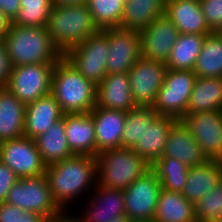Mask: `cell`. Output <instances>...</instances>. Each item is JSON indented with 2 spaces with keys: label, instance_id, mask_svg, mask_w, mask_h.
<instances>
[{
  "label": "cell",
  "instance_id": "obj_16",
  "mask_svg": "<svg viewBox=\"0 0 222 222\" xmlns=\"http://www.w3.org/2000/svg\"><path fill=\"white\" fill-rule=\"evenodd\" d=\"M91 202L81 215L74 216L79 222H108L125 216L124 193L121 189H109L98 185L93 190ZM83 214V215H82Z\"/></svg>",
  "mask_w": 222,
  "mask_h": 222
},
{
  "label": "cell",
  "instance_id": "obj_8",
  "mask_svg": "<svg viewBox=\"0 0 222 222\" xmlns=\"http://www.w3.org/2000/svg\"><path fill=\"white\" fill-rule=\"evenodd\" d=\"M108 28L99 30L76 45L64 56L80 74L96 86L106 77L108 56Z\"/></svg>",
  "mask_w": 222,
  "mask_h": 222
},
{
  "label": "cell",
  "instance_id": "obj_7",
  "mask_svg": "<svg viewBox=\"0 0 222 222\" xmlns=\"http://www.w3.org/2000/svg\"><path fill=\"white\" fill-rule=\"evenodd\" d=\"M196 77L193 70L167 69L164 83L152 106L159 116L181 120L187 114Z\"/></svg>",
  "mask_w": 222,
  "mask_h": 222
},
{
  "label": "cell",
  "instance_id": "obj_40",
  "mask_svg": "<svg viewBox=\"0 0 222 222\" xmlns=\"http://www.w3.org/2000/svg\"><path fill=\"white\" fill-rule=\"evenodd\" d=\"M13 65L7 53L5 44L0 46V88L7 87Z\"/></svg>",
  "mask_w": 222,
  "mask_h": 222
},
{
  "label": "cell",
  "instance_id": "obj_18",
  "mask_svg": "<svg viewBox=\"0 0 222 222\" xmlns=\"http://www.w3.org/2000/svg\"><path fill=\"white\" fill-rule=\"evenodd\" d=\"M89 113L95 124L96 157L107 149L121 148L126 112L95 106Z\"/></svg>",
  "mask_w": 222,
  "mask_h": 222
},
{
  "label": "cell",
  "instance_id": "obj_11",
  "mask_svg": "<svg viewBox=\"0 0 222 222\" xmlns=\"http://www.w3.org/2000/svg\"><path fill=\"white\" fill-rule=\"evenodd\" d=\"M0 161L14 171L19 179L44 175L47 166L35 140L24 135L0 143Z\"/></svg>",
  "mask_w": 222,
  "mask_h": 222
},
{
  "label": "cell",
  "instance_id": "obj_21",
  "mask_svg": "<svg viewBox=\"0 0 222 222\" xmlns=\"http://www.w3.org/2000/svg\"><path fill=\"white\" fill-rule=\"evenodd\" d=\"M65 136L73 154L96 157L95 124L90 113L65 114Z\"/></svg>",
  "mask_w": 222,
  "mask_h": 222
},
{
  "label": "cell",
  "instance_id": "obj_23",
  "mask_svg": "<svg viewBox=\"0 0 222 222\" xmlns=\"http://www.w3.org/2000/svg\"><path fill=\"white\" fill-rule=\"evenodd\" d=\"M26 105L7 87L0 88V143L24 135Z\"/></svg>",
  "mask_w": 222,
  "mask_h": 222
},
{
  "label": "cell",
  "instance_id": "obj_36",
  "mask_svg": "<svg viewBox=\"0 0 222 222\" xmlns=\"http://www.w3.org/2000/svg\"><path fill=\"white\" fill-rule=\"evenodd\" d=\"M196 222H222V181L194 203Z\"/></svg>",
  "mask_w": 222,
  "mask_h": 222
},
{
  "label": "cell",
  "instance_id": "obj_25",
  "mask_svg": "<svg viewBox=\"0 0 222 222\" xmlns=\"http://www.w3.org/2000/svg\"><path fill=\"white\" fill-rule=\"evenodd\" d=\"M177 121L173 117L160 116L154 123H148L141 139L132 149L152 164L162 156L168 133Z\"/></svg>",
  "mask_w": 222,
  "mask_h": 222
},
{
  "label": "cell",
  "instance_id": "obj_22",
  "mask_svg": "<svg viewBox=\"0 0 222 222\" xmlns=\"http://www.w3.org/2000/svg\"><path fill=\"white\" fill-rule=\"evenodd\" d=\"M63 116L61 107L51 93L27 104L24 136L34 140Z\"/></svg>",
  "mask_w": 222,
  "mask_h": 222
},
{
  "label": "cell",
  "instance_id": "obj_5",
  "mask_svg": "<svg viewBox=\"0 0 222 222\" xmlns=\"http://www.w3.org/2000/svg\"><path fill=\"white\" fill-rule=\"evenodd\" d=\"M98 185L124 190L151 170V164L132 148L102 151L96 157Z\"/></svg>",
  "mask_w": 222,
  "mask_h": 222
},
{
  "label": "cell",
  "instance_id": "obj_44",
  "mask_svg": "<svg viewBox=\"0 0 222 222\" xmlns=\"http://www.w3.org/2000/svg\"><path fill=\"white\" fill-rule=\"evenodd\" d=\"M72 212H70V214L65 213L64 215H62L60 218L51 220L50 222H79L74 216L73 214L71 215Z\"/></svg>",
  "mask_w": 222,
  "mask_h": 222
},
{
  "label": "cell",
  "instance_id": "obj_37",
  "mask_svg": "<svg viewBox=\"0 0 222 222\" xmlns=\"http://www.w3.org/2000/svg\"><path fill=\"white\" fill-rule=\"evenodd\" d=\"M0 222H50L40 214L23 211L15 205L3 202L0 203Z\"/></svg>",
  "mask_w": 222,
  "mask_h": 222
},
{
  "label": "cell",
  "instance_id": "obj_39",
  "mask_svg": "<svg viewBox=\"0 0 222 222\" xmlns=\"http://www.w3.org/2000/svg\"><path fill=\"white\" fill-rule=\"evenodd\" d=\"M18 180L16 173L0 161V203L5 202L9 190Z\"/></svg>",
  "mask_w": 222,
  "mask_h": 222
},
{
  "label": "cell",
  "instance_id": "obj_10",
  "mask_svg": "<svg viewBox=\"0 0 222 222\" xmlns=\"http://www.w3.org/2000/svg\"><path fill=\"white\" fill-rule=\"evenodd\" d=\"M162 185L150 170L123 190L125 216L134 222H153Z\"/></svg>",
  "mask_w": 222,
  "mask_h": 222
},
{
  "label": "cell",
  "instance_id": "obj_2",
  "mask_svg": "<svg viewBox=\"0 0 222 222\" xmlns=\"http://www.w3.org/2000/svg\"><path fill=\"white\" fill-rule=\"evenodd\" d=\"M97 86L63 56L52 73L51 94L64 114L89 113L96 106Z\"/></svg>",
  "mask_w": 222,
  "mask_h": 222
},
{
  "label": "cell",
  "instance_id": "obj_33",
  "mask_svg": "<svg viewBox=\"0 0 222 222\" xmlns=\"http://www.w3.org/2000/svg\"><path fill=\"white\" fill-rule=\"evenodd\" d=\"M189 167L176 158L160 157L151 164V170L168 191L182 192Z\"/></svg>",
  "mask_w": 222,
  "mask_h": 222
},
{
  "label": "cell",
  "instance_id": "obj_1",
  "mask_svg": "<svg viewBox=\"0 0 222 222\" xmlns=\"http://www.w3.org/2000/svg\"><path fill=\"white\" fill-rule=\"evenodd\" d=\"M53 198L65 212L85 191L94 190L98 184L96 157L73 155L46 166L44 173ZM92 184V185H91ZM91 187V189H90Z\"/></svg>",
  "mask_w": 222,
  "mask_h": 222
},
{
  "label": "cell",
  "instance_id": "obj_26",
  "mask_svg": "<svg viewBox=\"0 0 222 222\" xmlns=\"http://www.w3.org/2000/svg\"><path fill=\"white\" fill-rule=\"evenodd\" d=\"M165 14V0H128L119 28L141 31Z\"/></svg>",
  "mask_w": 222,
  "mask_h": 222
},
{
  "label": "cell",
  "instance_id": "obj_30",
  "mask_svg": "<svg viewBox=\"0 0 222 222\" xmlns=\"http://www.w3.org/2000/svg\"><path fill=\"white\" fill-rule=\"evenodd\" d=\"M193 72L197 77L222 78V32L206 35Z\"/></svg>",
  "mask_w": 222,
  "mask_h": 222
},
{
  "label": "cell",
  "instance_id": "obj_38",
  "mask_svg": "<svg viewBox=\"0 0 222 222\" xmlns=\"http://www.w3.org/2000/svg\"><path fill=\"white\" fill-rule=\"evenodd\" d=\"M203 16L213 32H222V0H199Z\"/></svg>",
  "mask_w": 222,
  "mask_h": 222
},
{
  "label": "cell",
  "instance_id": "obj_42",
  "mask_svg": "<svg viewBox=\"0 0 222 222\" xmlns=\"http://www.w3.org/2000/svg\"><path fill=\"white\" fill-rule=\"evenodd\" d=\"M53 6L75 7L86 5L87 0H52Z\"/></svg>",
  "mask_w": 222,
  "mask_h": 222
},
{
  "label": "cell",
  "instance_id": "obj_4",
  "mask_svg": "<svg viewBox=\"0 0 222 222\" xmlns=\"http://www.w3.org/2000/svg\"><path fill=\"white\" fill-rule=\"evenodd\" d=\"M52 43L64 56L76 45L95 35V25L88 5L75 7L53 6L47 25Z\"/></svg>",
  "mask_w": 222,
  "mask_h": 222
},
{
  "label": "cell",
  "instance_id": "obj_34",
  "mask_svg": "<svg viewBox=\"0 0 222 222\" xmlns=\"http://www.w3.org/2000/svg\"><path fill=\"white\" fill-rule=\"evenodd\" d=\"M20 9L11 24L47 28L52 0H20Z\"/></svg>",
  "mask_w": 222,
  "mask_h": 222
},
{
  "label": "cell",
  "instance_id": "obj_32",
  "mask_svg": "<svg viewBox=\"0 0 222 222\" xmlns=\"http://www.w3.org/2000/svg\"><path fill=\"white\" fill-rule=\"evenodd\" d=\"M159 117L152 106L137 105L126 112L121 148H133L138 139H141L148 123H154Z\"/></svg>",
  "mask_w": 222,
  "mask_h": 222
},
{
  "label": "cell",
  "instance_id": "obj_24",
  "mask_svg": "<svg viewBox=\"0 0 222 222\" xmlns=\"http://www.w3.org/2000/svg\"><path fill=\"white\" fill-rule=\"evenodd\" d=\"M220 181H222V161L208 160L202 165L188 169V176L181 193L188 201L195 203Z\"/></svg>",
  "mask_w": 222,
  "mask_h": 222
},
{
  "label": "cell",
  "instance_id": "obj_3",
  "mask_svg": "<svg viewBox=\"0 0 222 222\" xmlns=\"http://www.w3.org/2000/svg\"><path fill=\"white\" fill-rule=\"evenodd\" d=\"M4 44L12 65L56 63L63 55L52 43L47 28L11 24Z\"/></svg>",
  "mask_w": 222,
  "mask_h": 222
},
{
  "label": "cell",
  "instance_id": "obj_12",
  "mask_svg": "<svg viewBox=\"0 0 222 222\" xmlns=\"http://www.w3.org/2000/svg\"><path fill=\"white\" fill-rule=\"evenodd\" d=\"M181 121L209 160L222 161V111L190 113Z\"/></svg>",
  "mask_w": 222,
  "mask_h": 222
},
{
  "label": "cell",
  "instance_id": "obj_20",
  "mask_svg": "<svg viewBox=\"0 0 222 222\" xmlns=\"http://www.w3.org/2000/svg\"><path fill=\"white\" fill-rule=\"evenodd\" d=\"M96 106L128 112L137 106L128 73L109 74L97 85Z\"/></svg>",
  "mask_w": 222,
  "mask_h": 222
},
{
  "label": "cell",
  "instance_id": "obj_13",
  "mask_svg": "<svg viewBox=\"0 0 222 222\" xmlns=\"http://www.w3.org/2000/svg\"><path fill=\"white\" fill-rule=\"evenodd\" d=\"M167 71L160 61L140 58L128 72L132 98L136 105L153 106Z\"/></svg>",
  "mask_w": 222,
  "mask_h": 222
},
{
  "label": "cell",
  "instance_id": "obj_29",
  "mask_svg": "<svg viewBox=\"0 0 222 222\" xmlns=\"http://www.w3.org/2000/svg\"><path fill=\"white\" fill-rule=\"evenodd\" d=\"M153 222H196L194 203L181 192L162 188Z\"/></svg>",
  "mask_w": 222,
  "mask_h": 222
},
{
  "label": "cell",
  "instance_id": "obj_14",
  "mask_svg": "<svg viewBox=\"0 0 222 222\" xmlns=\"http://www.w3.org/2000/svg\"><path fill=\"white\" fill-rule=\"evenodd\" d=\"M106 74L128 73L142 57L139 31L108 28Z\"/></svg>",
  "mask_w": 222,
  "mask_h": 222
},
{
  "label": "cell",
  "instance_id": "obj_43",
  "mask_svg": "<svg viewBox=\"0 0 222 222\" xmlns=\"http://www.w3.org/2000/svg\"><path fill=\"white\" fill-rule=\"evenodd\" d=\"M11 22L8 18L0 11V32L5 35L9 30Z\"/></svg>",
  "mask_w": 222,
  "mask_h": 222
},
{
  "label": "cell",
  "instance_id": "obj_45",
  "mask_svg": "<svg viewBox=\"0 0 222 222\" xmlns=\"http://www.w3.org/2000/svg\"><path fill=\"white\" fill-rule=\"evenodd\" d=\"M108 222H134V221L130 220L126 216H121V217H118V218H112Z\"/></svg>",
  "mask_w": 222,
  "mask_h": 222
},
{
  "label": "cell",
  "instance_id": "obj_27",
  "mask_svg": "<svg viewBox=\"0 0 222 222\" xmlns=\"http://www.w3.org/2000/svg\"><path fill=\"white\" fill-rule=\"evenodd\" d=\"M222 111V78L196 77L187 114Z\"/></svg>",
  "mask_w": 222,
  "mask_h": 222
},
{
  "label": "cell",
  "instance_id": "obj_31",
  "mask_svg": "<svg viewBox=\"0 0 222 222\" xmlns=\"http://www.w3.org/2000/svg\"><path fill=\"white\" fill-rule=\"evenodd\" d=\"M206 35L179 34L170 52L167 69L193 70Z\"/></svg>",
  "mask_w": 222,
  "mask_h": 222
},
{
  "label": "cell",
  "instance_id": "obj_35",
  "mask_svg": "<svg viewBox=\"0 0 222 222\" xmlns=\"http://www.w3.org/2000/svg\"><path fill=\"white\" fill-rule=\"evenodd\" d=\"M87 5L99 30L119 28L124 12L122 0H87Z\"/></svg>",
  "mask_w": 222,
  "mask_h": 222
},
{
  "label": "cell",
  "instance_id": "obj_17",
  "mask_svg": "<svg viewBox=\"0 0 222 222\" xmlns=\"http://www.w3.org/2000/svg\"><path fill=\"white\" fill-rule=\"evenodd\" d=\"M161 157L176 158L189 168L202 165L209 160L181 120L170 129Z\"/></svg>",
  "mask_w": 222,
  "mask_h": 222
},
{
  "label": "cell",
  "instance_id": "obj_9",
  "mask_svg": "<svg viewBox=\"0 0 222 222\" xmlns=\"http://www.w3.org/2000/svg\"><path fill=\"white\" fill-rule=\"evenodd\" d=\"M56 63L14 66L7 88L25 105L51 93Z\"/></svg>",
  "mask_w": 222,
  "mask_h": 222
},
{
  "label": "cell",
  "instance_id": "obj_19",
  "mask_svg": "<svg viewBox=\"0 0 222 222\" xmlns=\"http://www.w3.org/2000/svg\"><path fill=\"white\" fill-rule=\"evenodd\" d=\"M181 34L208 35L207 25L199 0H165V14Z\"/></svg>",
  "mask_w": 222,
  "mask_h": 222
},
{
  "label": "cell",
  "instance_id": "obj_15",
  "mask_svg": "<svg viewBox=\"0 0 222 222\" xmlns=\"http://www.w3.org/2000/svg\"><path fill=\"white\" fill-rule=\"evenodd\" d=\"M174 23L165 15L139 31L142 58L166 63L179 36Z\"/></svg>",
  "mask_w": 222,
  "mask_h": 222
},
{
  "label": "cell",
  "instance_id": "obj_28",
  "mask_svg": "<svg viewBox=\"0 0 222 222\" xmlns=\"http://www.w3.org/2000/svg\"><path fill=\"white\" fill-rule=\"evenodd\" d=\"M43 162L46 165L62 161L73 156L65 136V114L53 123L40 136L34 139Z\"/></svg>",
  "mask_w": 222,
  "mask_h": 222
},
{
  "label": "cell",
  "instance_id": "obj_46",
  "mask_svg": "<svg viewBox=\"0 0 222 222\" xmlns=\"http://www.w3.org/2000/svg\"><path fill=\"white\" fill-rule=\"evenodd\" d=\"M4 44V35L0 32V46Z\"/></svg>",
  "mask_w": 222,
  "mask_h": 222
},
{
  "label": "cell",
  "instance_id": "obj_6",
  "mask_svg": "<svg viewBox=\"0 0 222 222\" xmlns=\"http://www.w3.org/2000/svg\"><path fill=\"white\" fill-rule=\"evenodd\" d=\"M5 202L50 221L65 214L55 202L45 175L19 179L9 190Z\"/></svg>",
  "mask_w": 222,
  "mask_h": 222
},
{
  "label": "cell",
  "instance_id": "obj_41",
  "mask_svg": "<svg viewBox=\"0 0 222 222\" xmlns=\"http://www.w3.org/2000/svg\"><path fill=\"white\" fill-rule=\"evenodd\" d=\"M20 7V0H0V11L10 22H12L18 14Z\"/></svg>",
  "mask_w": 222,
  "mask_h": 222
}]
</instances>
